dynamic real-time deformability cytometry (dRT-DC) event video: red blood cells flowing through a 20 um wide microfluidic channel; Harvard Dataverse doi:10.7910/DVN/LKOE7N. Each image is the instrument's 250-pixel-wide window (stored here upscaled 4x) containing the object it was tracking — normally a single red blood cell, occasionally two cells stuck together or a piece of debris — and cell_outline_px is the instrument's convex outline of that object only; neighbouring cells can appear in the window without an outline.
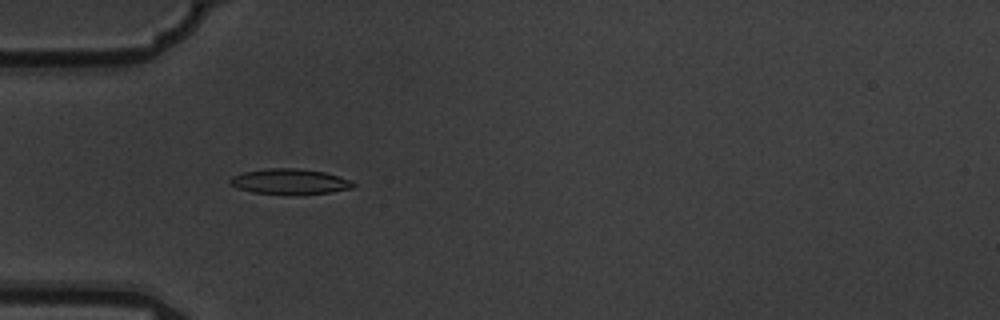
{"species": "common noctule bat (a hibernating species)", "species_latin": "Nyctalus noctula", "temperature_condition": "warm", "stored_images_in_passage": 6, "camera_frame_rate_fps": 3000, "um_per_image_px": 0.085, "animal": {"sex": "male", "body_mass_g": 19.5, "forearm_length_mm": 54.6}, "frame": {"image": 1, "passage_image": 5, "time_ms": 1.333, "image_size_px": [1000, 320], "cell_outline_px": [[356, 184], [352, 188], [328, 192], [252, 192], [236, 188], [228, 184], [228, 180], [232, 176], [244, 172], [268, 168], [296, 168], [324, 172], [352, 180]], "centroid_in_image_um": [24.59, 15.39], "position_along_channel_um": 60.4, "area_um2": 17.51}}
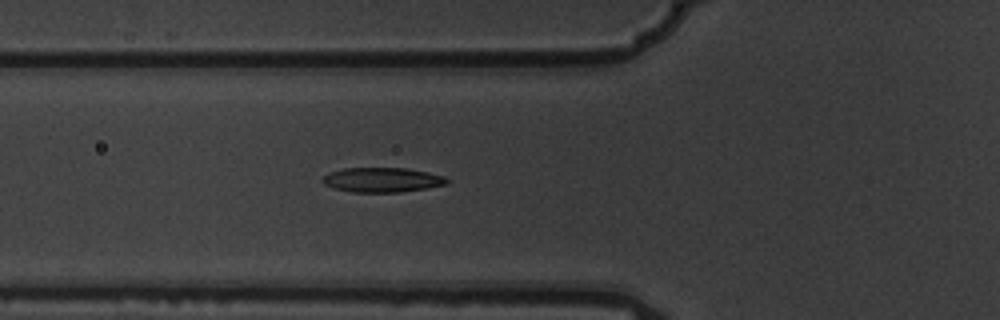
{"frame": {"image": 2, "passage_image": 6, "time_ms": 1.667, "image_size_px": [1000, 320], "cell_outline_px": [[448, 184], [428, 188], [400, 192], [352, 192], [336, 188], [324, 184], [320, 180], [324, 176], [332, 172], [344, 168], [408, 168], [428, 172], [444, 176], [448, 180]], "centroid_in_image_um": [32.52, 15.29], "position_along_channel_um": 93.3, "area_um2": 17.8}}